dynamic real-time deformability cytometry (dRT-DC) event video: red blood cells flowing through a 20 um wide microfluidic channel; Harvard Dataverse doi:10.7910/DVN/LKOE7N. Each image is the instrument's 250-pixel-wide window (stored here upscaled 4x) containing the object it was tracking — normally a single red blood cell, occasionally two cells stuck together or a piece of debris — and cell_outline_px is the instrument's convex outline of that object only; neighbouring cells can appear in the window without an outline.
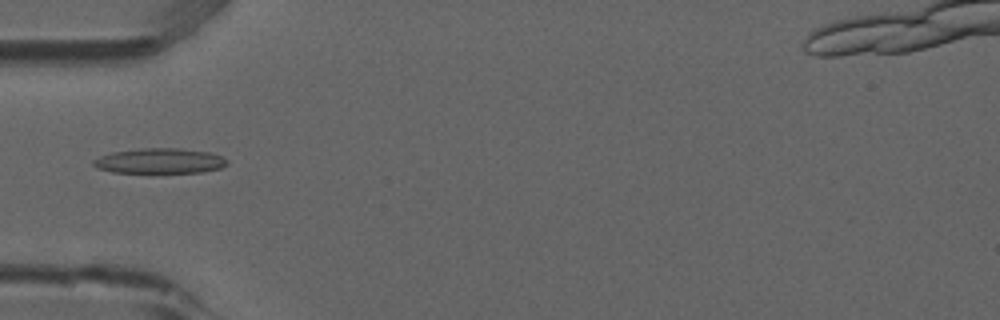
{"species": "common noctule bat (a hibernating species)", "species_latin": "Nyctalus noctula", "temperature_condition": "room temperature", "stored_images_in_passage": 5, "camera_frame_rate_fps": 3000, "um_per_image_px": 0.085, "animal": {"sex": "male", "forearm_length_mm": 52.5}, "frame": {"image": 1, "passage_image": 4, "time_ms": 1.0, "image_size_px": [1000, 320], "cell_outline_px": [[228, 164], [220, 168], [200, 172], [156, 176], [152, 176], [112, 172], [96, 168], [92, 164], [92, 160], [100, 156], [112, 152], [140, 148], [180, 148], [208, 152], [220, 156], [228, 160]], "centroid_in_image_um": [13.52, 13.74], "position_along_channel_um": 71.5, "area_um2": 20.87}}
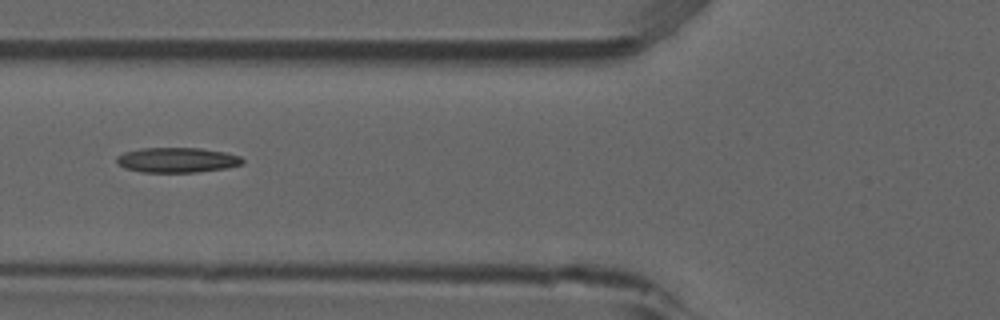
{"frame": {"image": 2, "passage_image": 5, "time_ms": 1.333, "image_size_px": [1000, 320], "cell_outline_px": [[244, 164], [228, 168], [196, 172], [144, 172], [124, 168], [116, 160], [116, 156], [124, 152], [140, 148], [200, 148], [224, 152], [240, 156], [244, 160]], "centroid_in_image_um": [15.07, 13.6], "position_along_channel_um": 110.7, "area_um2": 18.38}}